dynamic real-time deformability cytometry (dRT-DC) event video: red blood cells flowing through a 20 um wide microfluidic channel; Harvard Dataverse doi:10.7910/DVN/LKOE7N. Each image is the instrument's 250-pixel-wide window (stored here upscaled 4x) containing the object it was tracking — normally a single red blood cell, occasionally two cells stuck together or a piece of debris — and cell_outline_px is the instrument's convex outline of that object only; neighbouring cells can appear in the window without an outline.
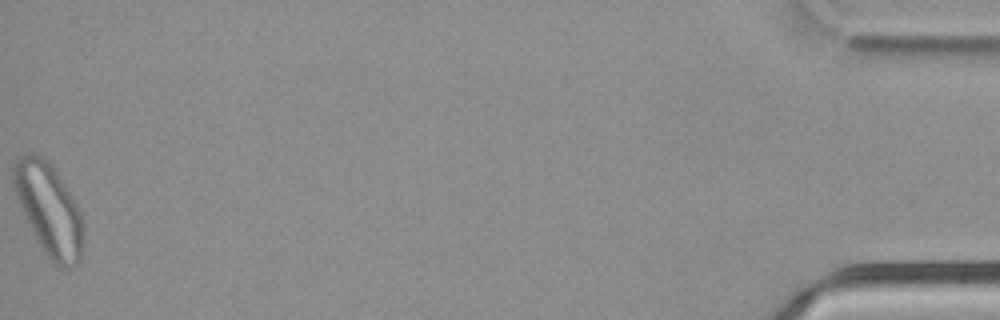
{"species": "common noctule bat (a hibernating species)", "species_latin": "Nyctalus noctula", "temperature_condition": "cold", "stored_images_in_passage": 51, "camera_frame_rate_fps": 3000, "um_per_image_px": 0.085, "animal": {"sex": "male", "body_mass_g": 21.5, "forearm_length_mm": 52.0}, "frame": {"image": 1, "passage_image": 51, "time_ms": 16.667, "image_size_px": [1000, 320], "cell_outline_px": [[84, 232], [80, 260], [68, 272], [52, 264], [48, 260], [20, 204], [12, 184], [12, 168], [16, 156], [32, 152], [40, 156], [56, 172], [72, 196], [80, 212], [84, 224]], "centroid_in_image_um": [4.18, 17.85], "position_along_channel_um": 431.0, "area_um2": 37.17}}